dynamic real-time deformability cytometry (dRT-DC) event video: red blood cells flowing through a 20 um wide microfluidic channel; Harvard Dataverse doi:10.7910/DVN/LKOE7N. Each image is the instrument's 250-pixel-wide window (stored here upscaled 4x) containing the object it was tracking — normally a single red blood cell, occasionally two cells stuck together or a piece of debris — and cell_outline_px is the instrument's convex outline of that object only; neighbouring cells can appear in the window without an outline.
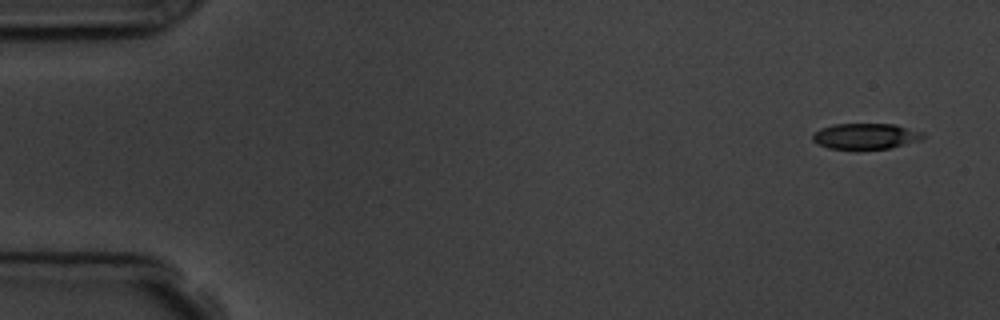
{"species": "common noctule bat (a hibernating species)", "species_latin": "Nyctalus noctula", "temperature_condition": "room temperature", "stored_images_in_passage": 5, "camera_frame_rate_fps": 3000, "um_per_image_px": 0.085, "animal": {"sex": "male", "body_mass_g": 19.5, "forearm_length_mm": 54.6}, "frame": {"image": 1, "passage_image": 1, "time_ms": 0.0, "image_size_px": [1000, 320], "cell_outline_px": [[924, 136], [920, 140], [888, 148], [828, 148], [816, 144], [812, 140], [812, 136], [820, 128], [832, 124], [892, 124], [924, 132]], "centroid_in_image_um": [73.54, 11.56], "position_along_channel_um": 11.5, "area_um2": 16.3}}
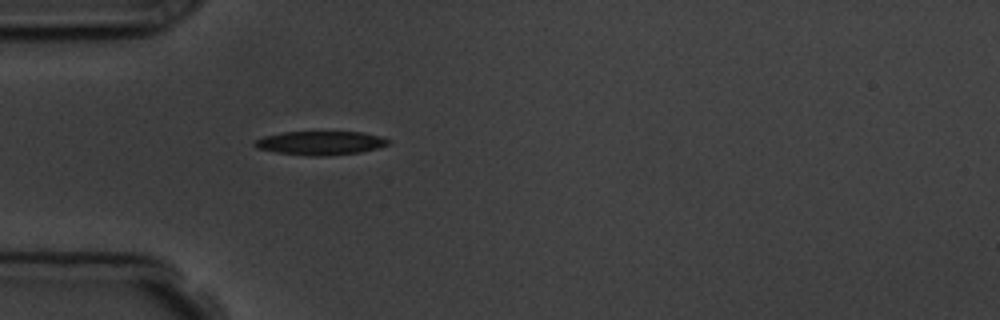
{"frame": {"image": 2, "passage_image": 5, "time_ms": 4.667, "image_size_px": [1000, 320], "cell_outline_px": [[392, 140], [388, 144], [376, 148], [360, 152], [324, 156], [312, 156], [276, 152], [256, 148], [252, 144], [256, 140], [264, 136], [284, 132], [360, 132], [380, 136]], "centroid_in_image_um": [27.22, 12.15], "position_along_channel_um": 57.8, "area_um2": 18.38}}